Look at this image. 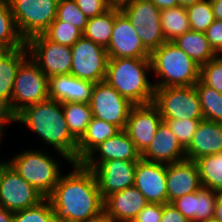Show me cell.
<instances>
[{"label": "cell", "mask_w": 222, "mask_h": 222, "mask_svg": "<svg viewBox=\"0 0 222 222\" xmlns=\"http://www.w3.org/2000/svg\"><path fill=\"white\" fill-rule=\"evenodd\" d=\"M71 165L72 171L60 176L47 197L55 222H84L104 211V199L93 171L82 163Z\"/></svg>", "instance_id": "1"}, {"label": "cell", "mask_w": 222, "mask_h": 222, "mask_svg": "<svg viewBox=\"0 0 222 222\" xmlns=\"http://www.w3.org/2000/svg\"><path fill=\"white\" fill-rule=\"evenodd\" d=\"M15 121L29 127L70 164L77 163L78 140L68 128L61 102L47 99L27 106L15 116Z\"/></svg>", "instance_id": "2"}, {"label": "cell", "mask_w": 222, "mask_h": 222, "mask_svg": "<svg viewBox=\"0 0 222 222\" xmlns=\"http://www.w3.org/2000/svg\"><path fill=\"white\" fill-rule=\"evenodd\" d=\"M150 59L109 58L105 81L134 105L153 103L154 84L147 77Z\"/></svg>", "instance_id": "3"}, {"label": "cell", "mask_w": 222, "mask_h": 222, "mask_svg": "<svg viewBox=\"0 0 222 222\" xmlns=\"http://www.w3.org/2000/svg\"><path fill=\"white\" fill-rule=\"evenodd\" d=\"M150 61L151 71L160 79L154 88L194 86L200 79V66L173 41L153 50Z\"/></svg>", "instance_id": "4"}, {"label": "cell", "mask_w": 222, "mask_h": 222, "mask_svg": "<svg viewBox=\"0 0 222 222\" xmlns=\"http://www.w3.org/2000/svg\"><path fill=\"white\" fill-rule=\"evenodd\" d=\"M10 160L7 163L45 198L62 175L58 161L39 149L22 151Z\"/></svg>", "instance_id": "5"}, {"label": "cell", "mask_w": 222, "mask_h": 222, "mask_svg": "<svg viewBox=\"0 0 222 222\" xmlns=\"http://www.w3.org/2000/svg\"><path fill=\"white\" fill-rule=\"evenodd\" d=\"M16 27L25 40L43 34L57 18L59 0H8Z\"/></svg>", "instance_id": "6"}, {"label": "cell", "mask_w": 222, "mask_h": 222, "mask_svg": "<svg viewBox=\"0 0 222 222\" xmlns=\"http://www.w3.org/2000/svg\"><path fill=\"white\" fill-rule=\"evenodd\" d=\"M47 99L48 77L31 58L27 57L16 73L9 109L16 116L25 107Z\"/></svg>", "instance_id": "7"}, {"label": "cell", "mask_w": 222, "mask_h": 222, "mask_svg": "<svg viewBox=\"0 0 222 222\" xmlns=\"http://www.w3.org/2000/svg\"><path fill=\"white\" fill-rule=\"evenodd\" d=\"M153 104L162 120L204 119L195 85L155 88Z\"/></svg>", "instance_id": "8"}, {"label": "cell", "mask_w": 222, "mask_h": 222, "mask_svg": "<svg viewBox=\"0 0 222 222\" xmlns=\"http://www.w3.org/2000/svg\"><path fill=\"white\" fill-rule=\"evenodd\" d=\"M119 7L150 53L166 42L160 21L161 10L150 0H128Z\"/></svg>", "instance_id": "9"}, {"label": "cell", "mask_w": 222, "mask_h": 222, "mask_svg": "<svg viewBox=\"0 0 222 222\" xmlns=\"http://www.w3.org/2000/svg\"><path fill=\"white\" fill-rule=\"evenodd\" d=\"M25 45L28 56L47 77L71 73V47L53 42L44 34L31 37Z\"/></svg>", "instance_id": "10"}, {"label": "cell", "mask_w": 222, "mask_h": 222, "mask_svg": "<svg viewBox=\"0 0 222 222\" xmlns=\"http://www.w3.org/2000/svg\"><path fill=\"white\" fill-rule=\"evenodd\" d=\"M43 197L6 161L0 163V206L12 212L36 206Z\"/></svg>", "instance_id": "11"}, {"label": "cell", "mask_w": 222, "mask_h": 222, "mask_svg": "<svg viewBox=\"0 0 222 222\" xmlns=\"http://www.w3.org/2000/svg\"><path fill=\"white\" fill-rule=\"evenodd\" d=\"M71 52L73 76L93 83L105 80L109 58L104 47L82 35Z\"/></svg>", "instance_id": "12"}, {"label": "cell", "mask_w": 222, "mask_h": 222, "mask_svg": "<svg viewBox=\"0 0 222 222\" xmlns=\"http://www.w3.org/2000/svg\"><path fill=\"white\" fill-rule=\"evenodd\" d=\"M93 117L112 123L125 130L131 108L134 106L105 80L94 85L89 102Z\"/></svg>", "instance_id": "13"}, {"label": "cell", "mask_w": 222, "mask_h": 222, "mask_svg": "<svg viewBox=\"0 0 222 222\" xmlns=\"http://www.w3.org/2000/svg\"><path fill=\"white\" fill-rule=\"evenodd\" d=\"M108 58L150 59V52L144 47L127 16L116 5V18L110 43L106 48Z\"/></svg>", "instance_id": "14"}, {"label": "cell", "mask_w": 222, "mask_h": 222, "mask_svg": "<svg viewBox=\"0 0 222 222\" xmlns=\"http://www.w3.org/2000/svg\"><path fill=\"white\" fill-rule=\"evenodd\" d=\"M161 121L160 111L153 103L134 105L131 108L125 131L140 154L152 142Z\"/></svg>", "instance_id": "15"}, {"label": "cell", "mask_w": 222, "mask_h": 222, "mask_svg": "<svg viewBox=\"0 0 222 222\" xmlns=\"http://www.w3.org/2000/svg\"><path fill=\"white\" fill-rule=\"evenodd\" d=\"M138 161L108 160L91 169L98 189L105 199L112 193L134 186L135 170Z\"/></svg>", "instance_id": "16"}, {"label": "cell", "mask_w": 222, "mask_h": 222, "mask_svg": "<svg viewBox=\"0 0 222 222\" xmlns=\"http://www.w3.org/2000/svg\"><path fill=\"white\" fill-rule=\"evenodd\" d=\"M134 186L148 203L166 204V164L140 158L136 164Z\"/></svg>", "instance_id": "17"}, {"label": "cell", "mask_w": 222, "mask_h": 222, "mask_svg": "<svg viewBox=\"0 0 222 222\" xmlns=\"http://www.w3.org/2000/svg\"><path fill=\"white\" fill-rule=\"evenodd\" d=\"M167 203L194 193L202 187L195 161L182 160L166 164Z\"/></svg>", "instance_id": "18"}, {"label": "cell", "mask_w": 222, "mask_h": 222, "mask_svg": "<svg viewBox=\"0 0 222 222\" xmlns=\"http://www.w3.org/2000/svg\"><path fill=\"white\" fill-rule=\"evenodd\" d=\"M141 158L158 163H175L186 159L185 149L165 121H161L155 136Z\"/></svg>", "instance_id": "19"}, {"label": "cell", "mask_w": 222, "mask_h": 222, "mask_svg": "<svg viewBox=\"0 0 222 222\" xmlns=\"http://www.w3.org/2000/svg\"><path fill=\"white\" fill-rule=\"evenodd\" d=\"M95 83L73 76L71 73L48 77L49 99L61 103H88Z\"/></svg>", "instance_id": "20"}, {"label": "cell", "mask_w": 222, "mask_h": 222, "mask_svg": "<svg viewBox=\"0 0 222 222\" xmlns=\"http://www.w3.org/2000/svg\"><path fill=\"white\" fill-rule=\"evenodd\" d=\"M218 192L206 187L171 202L190 222H210L214 218Z\"/></svg>", "instance_id": "21"}, {"label": "cell", "mask_w": 222, "mask_h": 222, "mask_svg": "<svg viewBox=\"0 0 222 222\" xmlns=\"http://www.w3.org/2000/svg\"><path fill=\"white\" fill-rule=\"evenodd\" d=\"M148 204L143 194L131 186L104 199V211L114 222H132Z\"/></svg>", "instance_id": "22"}, {"label": "cell", "mask_w": 222, "mask_h": 222, "mask_svg": "<svg viewBox=\"0 0 222 222\" xmlns=\"http://www.w3.org/2000/svg\"><path fill=\"white\" fill-rule=\"evenodd\" d=\"M97 152L100 154V160H96ZM140 158L141 154L137 151L134 142L125 130H121L97 146L81 163L85 167H97L108 160L138 161Z\"/></svg>", "instance_id": "23"}, {"label": "cell", "mask_w": 222, "mask_h": 222, "mask_svg": "<svg viewBox=\"0 0 222 222\" xmlns=\"http://www.w3.org/2000/svg\"><path fill=\"white\" fill-rule=\"evenodd\" d=\"M222 152L221 124L201 120L189 146L185 149L186 159L195 161L205 155H214Z\"/></svg>", "instance_id": "24"}, {"label": "cell", "mask_w": 222, "mask_h": 222, "mask_svg": "<svg viewBox=\"0 0 222 222\" xmlns=\"http://www.w3.org/2000/svg\"><path fill=\"white\" fill-rule=\"evenodd\" d=\"M27 46L15 50L0 51V100L9 107L12 100L14 80L21 63L29 56Z\"/></svg>", "instance_id": "25"}, {"label": "cell", "mask_w": 222, "mask_h": 222, "mask_svg": "<svg viewBox=\"0 0 222 222\" xmlns=\"http://www.w3.org/2000/svg\"><path fill=\"white\" fill-rule=\"evenodd\" d=\"M120 131L116 125L93 117L77 142V163H81L97 146Z\"/></svg>", "instance_id": "26"}, {"label": "cell", "mask_w": 222, "mask_h": 222, "mask_svg": "<svg viewBox=\"0 0 222 222\" xmlns=\"http://www.w3.org/2000/svg\"><path fill=\"white\" fill-rule=\"evenodd\" d=\"M199 66L208 63L217 54L210 47L206 34L203 32L189 30L174 41Z\"/></svg>", "instance_id": "27"}, {"label": "cell", "mask_w": 222, "mask_h": 222, "mask_svg": "<svg viewBox=\"0 0 222 222\" xmlns=\"http://www.w3.org/2000/svg\"><path fill=\"white\" fill-rule=\"evenodd\" d=\"M115 18L116 5L101 15L88 18L83 36L106 49L111 40Z\"/></svg>", "instance_id": "28"}, {"label": "cell", "mask_w": 222, "mask_h": 222, "mask_svg": "<svg viewBox=\"0 0 222 222\" xmlns=\"http://www.w3.org/2000/svg\"><path fill=\"white\" fill-rule=\"evenodd\" d=\"M25 44L16 27L9 1L0 0V49L15 50Z\"/></svg>", "instance_id": "29"}, {"label": "cell", "mask_w": 222, "mask_h": 222, "mask_svg": "<svg viewBox=\"0 0 222 222\" xmlns=\"http://www.w3.org/2000/svg\"><path fill=\"white\" fill-rule=\"evenodd\" d=\"M202 187L222 193V152L195 160Z\"/></svg>", "instance_id": "30"}, {"label": "cell", "mask_w": 222, "mask_h": 222, "mask_svg": "<svg viewBox=\"0 0 222 222\" xmlns=\"http://www.w3.org/2000/svg\"><path fill=\"white\" fill-rule=\"evenodd\" d=\"M160 21L166 41H174L190 30L186 8L181 6L161 10Z\"/></svg>", "instance_id": "31"}, {"label": "cell", "mask_w": 222, "mask_h": 222, "mask_svg": "<svg viewBox=\"0 0 222 222\" xmlns=\"http://www.w3.org/2000/svg\"><path fill=\"white\" fill-rule=\"evenodd\" d=\"M65 121L71 134L79 140L85 133L93 114L88 103H62Z\"/></svg>", "instance_id": "32"}, {"label": "cell", "mask_w": 222, "mask_h": 222, "mask_svg": "<svg viewBox=\"0 0 222 222\" xmlns=\"http://www.w3.org/2000/svg\"><path fill=\"white\" fill-rule=\"evenodd\" d=\"M205 120L222 122V94L205 85L200 79L195 84Z\"/></svg>", "instance_id": "33"}, {"label": "cell", "mask_w": 222, "mask_h": 222, "mask_svg": "<svg viewBox=\"0 0 222 222\" xmlns=\"http://www.w3.org/2000/svg\"><path fill=\"white\" fill-rule=\"evenodd\" d=\"M190 30L205 33L215 21L210 0H203L186 8Z\"/></svg>", "instance_id": "34"}, {"label": "cell", "mask_w": 222, "mask_h": 222, "mask_svg": "<svg viewBox=\"0 0 222 222\" xmlns=\"http://www.w3.org/2000/svg\"><path fill=\"white\" fill-rule=\"evenodd\" d=\"M49 40L72 47L83 35L77 27L56 18L43 33Z\"/></svg>", "instance_id": "35"}, {"label": "cell", "mask_w": 222, "mask_h": 222, "mask_svg": "<svg viewBox=\"0 0 222 222\" xmlns=\"http://www.w3.org/2000/svg\"><path fill=\"white\" fill-rule=\"evenodd\" d=\"M13 222H55L50 201L45 198L36 206L14 212Z\"/></svg>", "instance_id": "36"}, {"label": "cell", "mask_w": 222, "mask_h": 222, "mask_svg": "<svg viewBox=\"0 0 222 222\" xmlns=\"http://www.w3.org/2000/svg\"><path fill=\"white\" fill-rule=\"evenodd\" d=\"M57 18L60 21L72 24L82 32L88 22V18L80 11L74 0H59Z\"/></svg>", "instance_id": "37"}, {"label": "cell", "mask_w": 222, "mask_h": 222, "mask_svg": "<svg viewBox=\"0 0 222 222\" xmlns=\"http://www.w3.org/2000/svg\"><path fill=\"white\" fill-rule=\"evenodd\" d=\"M200 80L222 94V55L200 66Z\"/></svg>", "instance_id": "38"}, {"label": "cell", "mask_w": 222, "mask_h": 222, "mask_svg": "<svg viewBox=\"0 0 222 222\" xmlns=\"http://www.w3.org/2000/svg\"><path fill=\"white\" fill-rule=\"evenodd\" d=\"M203 119H173V120H162L167 123L171 131L175 134L176 138L182 145L184 149H186L197 130L199 122Z\"/></svg>", "instance_id": "39"}, {"label": "cell", "mask_w": 222, "mask_h": 222, "mask_svg": "<svg viewBox=\"0 0 222 222\" xmlns=\"http://www.w3.org/2000/svg\"><path fill=\"white\" fill-rule=\"evenodd\" d=\"M87 18L95 17L109 10L113 4L110 0H74Z\"/></svg>", "instance_id": "40"}, {"label": "cell", "mask_w": 222, "mask_h": 222, "mask_svg": "<svg viewBox=\"0 0 222 222\" xmlns=\"http://www.w3.org/2000/svg\"><path fill=\"white\" fill-rule=\"evenodd\" d=\"M210 47L217 55H222V20H215L205 32Z\"/></svg>", "instance_id": "41"}, {"label": "cell", "mask_w": 222, "mask_h": 222, "mask_svg": "<svg viewBox=\"0 0 222 222\" xmlns=\"http://www.w3.org/2000/svg\"><path fill=\"white\" fill-rule=\"evenodd\" d=\"M162 213V204L148 203L132 222H160Z\"/></svg>", "instance_id": "42"}, {"label": "cell", "mask_w": 222, "mask_h": 222, "mask_svg": "<svg viewBox=\"0 0 222 222\" xmlns=\"http://www.w3.org/2000/svg\"><path fill=\"white\" fill-rule=\"evenodd\" d=\"M160 222H190L171 203L163 204V213Z\"/></svg>", "instance_id": "43"}, {"label": "cell", "mask_w": 222, "mask_h": 222, "mask_svg": "<svg viewBox=\"0 0 222 222\" xmlns=\"http://www.w3.org/2000/svg\"><path fill=\"white\" fill-rule=\"evenodd\" d=\"M15 122V116L11 113L9 106L0 100V124Z\"/></svg>", "instance_id": "44"}, {"label": "cell", "mask_w": 222, "mask_h": 222, "mask_svg": "<svg viewBox=\"0 0 222 222\" xmlns=\"http://www.w3.org/2000/svg\"><path fill=\"white\" fill-rule=\"evenodd\" d=\"M160 10L179 6L178 0H150Z\"/></svg>", "instance_id": "45"}, {"label": "cell", "mask_w": 222, "mask_h": 222, "mask_svg": "<svg viewBox=\"0 0 222 222\" xmlns=\"http://www.w3.org/2000/svg\"><path fill=\"white\" fill-rule=\"evenodd\" d=\"M215 20H222V0H210Z\"/></svg>", "instance_id": "46"}, {"label": "cell", "mask_w": 222, "mask_h": 222, "mask_svg": "<svg viewBox=\"0 0 222 222\" xmlns=\"http://www.w3.org/2000/svg\"><path fill=\"white\" fill-rule=\"evenodd\" d=\"M213 220L217 222H222V193L218 194Z\"/></svg>", "instance_id": "47"}, {"label": "cell", "mask_w": 222, "mask_h": 222, "mask_svg": "<svg viewBox=\"0 0 222 222\" xmlns=\"http://www.w3.org/2000/svg\"><path fill=\"white\" fill-rule=\"evenodd\" d=\"M14 212L0 206V222H13Z\"/></svg>", "instance_id": "48"}, {"label": "cell", "mask_w": 222, "mask_h": 222, "mask_svg": "<svg viewBox=\"0 0 222 222\" xmlns=\"http://www.w3.org/2000/svg\"><path fill=\"white\" fill-rule=\"evenodd\" d=\"M84 222H114V221L109 217V215L105 211H102L100 214L91 217Z\"/></svg>", "instance_id": "49"}, {"label": "cell", "mask_w": 222, "mask_h": 222, "mask_svg": "<svg viewBox=\"0 0 222 222\" xmlns=\"http://www.w3.org/2000/svg\"><path fill=\"white\" fill-rule=\"evenodd\" d=\"M178 1H179V6L187 8L203 0H178Z\"/></svg>", "instance_id": "50"}, {"label": "cell", "mask_w": 222, "mask_h": 222, "mask_svg": "<svg viewBox=\"0 0 222 222\" xmlns=\"http://www.w3.org/2000/svg\"><path fill=\"white\" fill-rule=\"evenodd\" d=\"M128 0H110V2L113 4V5H120L122 4L123 2H126Z\"/></svg>", "instance_id": "51"}, {"label": "cell", "mask_w": 222, "mask_h": 222, "mask_svg": "<svg viewBox=\"0 0 222 222\" xmlns=\"http://www.w3.org/2000/svg\"><path fill=\"white\" fill-rule=\"evenodd\" d=\"M5 125H6V124H0V142L2 141V140H1L2 138H1V137H2V135L4 134V133H3V132H4L3 130H4ZM0 163H1V162H0Z\"/></svg>", "instance_id": "52"}]
</instances>
